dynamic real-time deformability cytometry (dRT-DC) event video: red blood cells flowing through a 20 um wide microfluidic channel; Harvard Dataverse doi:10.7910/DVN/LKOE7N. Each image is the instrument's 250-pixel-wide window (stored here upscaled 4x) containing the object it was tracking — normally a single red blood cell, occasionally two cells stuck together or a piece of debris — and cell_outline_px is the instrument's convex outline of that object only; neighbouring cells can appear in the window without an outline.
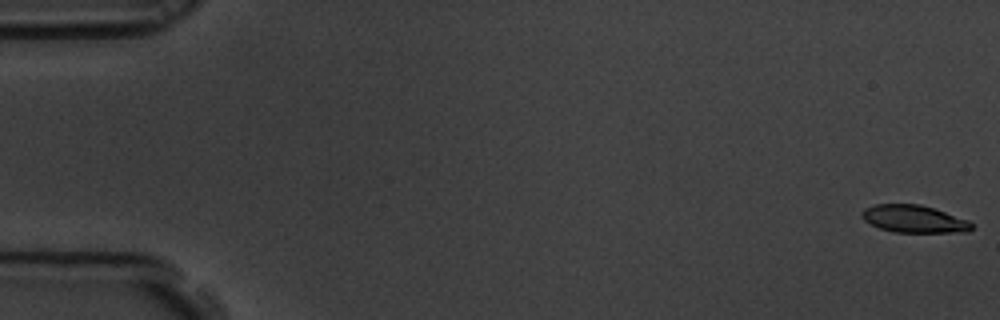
{"species": "common noctule bat (a hibernating species)", "species_latin": "Nyctalus noctula", "temperature_condition": "room temperature", "stored_images_in_passage": 18, "camera_frame_rate_fps": 3000, "um_per_image_px": 0.085, "animal": {"sex": "male", "body_mass_g": 19.5, "forearm_length_mm": 54.6}, "frame": {"image": 1, "passage_image": 1, "time_ms": 0.0, "image_size_px": [1000, 320], "cell_outline_px": [[972, 228], [968, 232], [892, 232], [880, 228], [864, 220], [860, 216], [860, 212], [864, 208], [876, 204], [920, 204], [968, 220], [972, 224]], "centroid_in_image_um": [77.65, 18.61], "position_along_channel_um": 7.4, "area_um2": 17.46}}
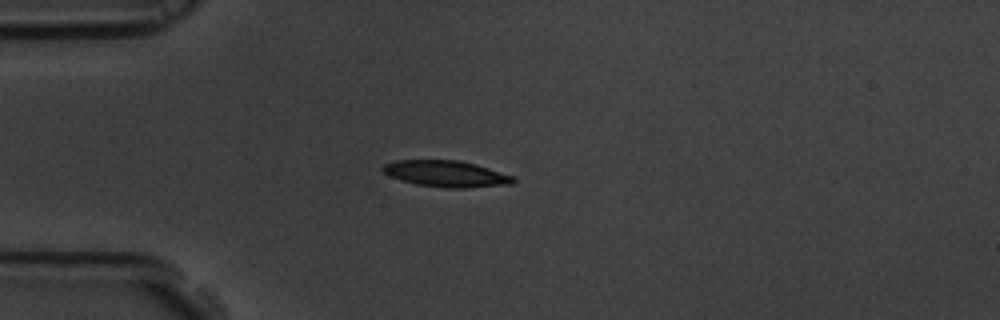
{"frame": {"image": 2, "passage_image": 16, "time_ms": 5.0, "image_size_px": [1000, 320], "cell_outline_px": [[516, 180], [512, 184], [464, 188], [448, 188], [416, 184], [400, 180], [384, 172], [380, 168], [384, 164], [396, 160], [460, 160], [476, 164], [512, 176]], "centroid_in_image_um": [37.91, 14.76], "position_along_channel_um": 47.1, "area_um2": 19.88}}